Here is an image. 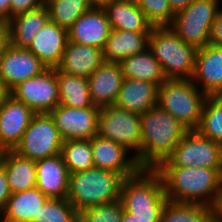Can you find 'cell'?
<instances>
[{
	"mask_svg": "<svg viewBox=\"0 0 222 222\" xmlns=\"http://www.w3.org/2000/svg\"><path fill=\"white\" fill-rule=\"evenodd\" d=\"M140 118L142 145L136 161L140 169L156 170L188 129L158 105L140 114Z\"/></svg>",
	"mask_w": 222,
	"mask_h": 222,
	"instance_id": "1",
	"label": "cell"
},
{
	"mask_svg": "<svg viewBox=\"0 0 222 222\" xmlns=\"http://www.w3.org/2000/svg\"><path fill=\"white\" fill-rule=\"evenodd\" d=\"M168 201L211 206L222 186V170L158 167Z\"/></svg>",
	"mask_w": 222,
	"mask_h": 222,
	"instance_id": "2",
	"label": "cell"
},
{
	"mask_svg": "<svg viewBox=\"0 0 222 222\" xmlns=\"http://www.w3.org/2000/svg\"><path fill=\"white\" fill-rule=\"evenodd\" d=\"M123 177L110 170L90 168L69 175L67 200L77 213L120 199Z\"/></svg>",
	"mask_w": 222,
	"mask_h": 222,
	"instance_id": "3",
	"label": "cell"
},
{
	"mask_svg": "<svg viewBox=\"0 0 222 222\" xmlns=\"http://www.w3.org/2000/svg\"><path fill=\"white\" fill-rule=\"evenodd\" d=\"M123 209L136 217H160L167 197L161 175L152 169H140L124 178L120 189Z\"/></svg>",
	"mask_w": 222,
	"mask_h": 222,
	"instance_id": "4",
	"label": "cell"
},
{
	"mask_svg": "<svg viewBox=\"0 0 222 222\" xmlns=\"http://www.w3.org/2000/svg\"><path fill=\"white\" fill-rule=\"evenodd\" d=\"M148 48L167 79H192L197 49L182 41L170 26L152 27Z\"/></svg>",
	"mask_w": 222,
	"mask_h": 222,
	"instance_id": "5",
	"label": "cell"
},
{
	"mask_svg": "<svg viewBox=\"0 0 222 222\" xmlns=\"http://www.w3.org/2000/svg\"><path fill=\"white\" fill-rule=\"evenodd\" d=\"M207 97L192 79H166L158 87L157 105L188 130H196Z\"/></svg>",
	"mask_w": 222,
	"mask_h": 222,
	"instance_id": "6",
	"label": "cell"
},
{
	"mask_svg": "<svg viewBox=\"0 0 222 222\" xmlns=\"http://www.w3.org/2000/svg\"><path fill=\"white\" fill-rule=\"evenodd\" d=\"M220 0H194L175 14L170 28L196 49L210 43L213 23L222 6ZM221 5V6H220Z\"/></svg>",
	"mask_w": 222,
	"mask_h": 222,
	"instance_id": "7",
	"label": "cell"
},
{
	"mask_svg": "<svg viewBox=\"0 0 222 222\" xmlns=\"http://www.w3.org/2000/svg\"><path fill=\"white\" fill-rule=\"evenodd\" d=\"M159 167H200L222 170V145L188 130Z\"/></svg>",
	"mask_w": 222,
	"mask_h": 222,
	"instance_id": "8",
	"label": "cell"
},
{
	"mask_svg": "<svg viewBox=\"0 0 222 222\" xmlns=\"http://www.w3.org/2000/svg\"><path fill=\"white\" fill-rule=\"evenodd\" d=\"M98 135L134 151L133 156L137 157L142 145L140 114L115 105L100 107Z\"/></svg>",
	"mask_w": 222,
	"mask_h": 222,
	"instance_id": "9",
	"label": "cell"
},
{
	"mask_svg": "<svg viewBox=\"0 0 222 222\" xmlns=\"http://www.w3.org/2000/svg\"><path fill=\"white\" fill-rule=\"evenodd\" d=\"M63 141L50 113H36L13 151L37 161L60 154Z\"/></svg>",
	"mask_w": 222,
	"mask_h": 222,
	"instance_id": "10",
	"label": "cell"
},
{
	"mask_svg": "<svg viewBox=\"0 0 222 222\" xmlns=\"http://www.w3.org/2000/svg\"><path fill=\"white\" fill-rule=\"evenodd\" d=\"M11 95L35 113H50L59 105L57 68H48L42 74L18 83L11 89Z\"/></svg>",
	"mask_w": 222,
	"mask_h": 222,
	"instance_id": "11",
	"label": "cell"
},
{
	"mask_svg": "<svg viewBox=\"0 0 222 222\" xmlns=\"http://www.w3.org/2000/svg\"><path fill=\"white\" fill-rule=\"evenodd\" d=\"M100 107L72 108L59 104L50 115L63 140L91 139L98 135Z\"/></svg>",
	"mask_w": 222,
	"mask_h": 222,
	"instance_id": "12",
	"label": "cell"
},
{
	"mask_svg": "<svg viewBox=\"0 0 222 222\" xmlns=\"http://www.w3.org/2000/svg\"><path fill=\"white\" fill-rule=\"evenodd\" d=\"M47 66L26 48L8 44L0 60V78L12 89L18 83L42 74Z\"/></svg>",
	"mask_w": 222,
	"mask_h": 222,
	"instance_id": "13",
	"label": "cell"
},
{
	"mask_svg": "<svg viewBox=\"0 0 222 222\" xmlns=\"http://www.w3.org/2000/svg\"><path fill=\"white\" fill-rule=\"evenodd\" d=\"M35 114L12 95L0 106V151L15 149Z\"/></svg>",
	"mask_w": 222,
	"mask_h": 222,
	"instance_id": "14",
	"label": "cell"
},
{
	"mask_svg": "<svg viewBox=\"0 0 222 222\" xmlns=\"http://www.w3.org/2000/svg\"><path fill=\"white\" fill-rule=\"evenodd\" d=\"M90 143L96 168L114 171L123 178L131 177L140 170L136 157L127 156L131 153L124 146L99 135L93 136Z\"/></svg>",
	"mask_w": 222,
	"mask_h": 222,
	"instance_id": "15",
	"label": "cell"
},
{
	"mask_svg": "<svg viewBox=\"0 0 222 222\" xmlns=\"http://www.w3.org/2000/svg\"><path fill=\"white\" fill-rule=\"evenodd\" d=\"M192 81L207 96L222 95V47L209 43L197 49Z\"/></svg>",
	"mask_w": 222,
	"mask_h": 222,
	"instance_id": "16",
	"label": "cell"
},
{
	"mask_svg": "<svg viewBox=\"0 0 222 222\" xmlns=\"http://www.w3.org/2000/svg\"><path fill=\"white\" fill-rule=\"evenodd\" d=\"M111 30L105 9L92 7L68 29V41L103 49Z\"/></svg>",
	"mask_w": 222,
	"mask_h": 222,
	"instance_id": "17",
	"label": "cell"
},
{
	"mask_svg": "<svg viewBox=\"0 0 222 222\" xmlns=\"http://www.w3.org/2000/svg\"><path fill=\"white\" fill-rule=\"evenodd\" d=\"M91 101L98 107L114 105L124 81L118 62H104L88 78Z\"/></svg>",
	"mask_w": 222,
	"mask_h": 222,
	"instance_id": "18",
	"label": "cell"
},
{
	"mask_svg": "<svg viewBox=\"0 0 222 222\" xmlns=\"http://www.w3.org/2000/svg\"><path fill=\"white\" fill-rule=\"evenodd\" d=\"M69 175L61 154L36 161V187L47 198H67Z\"/></svg>",
	"mask_w": 222,
	"mask_h": 222,
	"instance_id": "19",
	"label": "cell"
},
{
	"mask_svg": "<svg viewBox=\"0 0 222 222\" xmlns=\"http://www.w3.org/2000/svg\"><path fill=\"white\" fill-rule=\"evenodd\" d=\"M68 41V30L48 20L27 48L47 68H56L62 59Z\"/></svg>",
	"mask_w": 222,
	"mask_h": 222,
	"instance_id": "20",
	"label": "cell"
},
{
	"mask_svg": "<svg viewBox=\"0 0 222 222\" xmlns=\"http://www.w3.org/2000/svg\"><path fill=\"white\" fill-rule=\"evenodd\" d=\"M102 49L67 41L60 64V72L88 78L104 63Z\"/></svg>",
	"mask_w": 222,
	"mask_h": 222,
	"instance_id": "21",
	"label": "cell"
},
{
	"mask_svg": "<svg viewBox=\"0 0 222 222\" xmlns=\"http://www.w3.org/2000/svg\"><path fill=\"white\" fill-rule=\"evenodd\" d=\"M157 97L156 84L125 78L114 105L129 112L143 114L157 105Z\"/></svg>",
	"mask_w": 222,
	"mask_h": 222,
	"instance_id": "22",
	"label": "cell"
},
{
	"mask_svg": "<svg viewBox=\"0 0 222 222\" xmlns=\"http://www.w3.org/2000/svg\"><path fill=\"white\" fill-rule=\"evenodd\" d=\"M48 20L49 12L45 5L12 17L6 22L9 44L27 49Z\"/></svg>",
	"mask_w": 222,
	"mask_h": 222,
	"instance_id": "23",
	"label": "cell"
},
{
	"mask_svg": "<svg viewBox=\"0 0 222 222\" xmlns=\"http://www.w3.org/2000/svg\"><path fill=\"white\" fill-rule=\"evenodd\" d=\"M150 32L112 29L102 49L105 62H118L148 48Z\"/></svg>",
	"mask_w": 222,
	"mask_h": 222,
	"instance_id": "24",
	"label": "cell"
},
{
	"mask_svg": "<svg viewBox=\"0 0 222 222\" xmlns=\"http://www.w3.org/2000/svg\"><path fill=\"white\" fill-rule=\"evenodd\" d=\"M111 29L133 32H150L152 25L135 0H112L103 7Z\"/></svg>",
	"mask_w": 222,
	"mask_h": 222,
	"instance_id": "25",
	"label": "cell"
},
{
	"mask_svg": "<svg viewBox=\"0 0 222 222\" xmlns=\"http://www.w3.org/2000/svg\"><path fill=\"white\" fill-rule=\"evenodd\" d=\"M0 164L5 168L11 194L36 187V161L13 150L3 151Z\"/></svg>",
	"mask_w": 222,
	"mask_h": 222,
	"instance_id": "26",
	"label": "cell"
},
{
	"mask_svg": "<svg viewBox=\"0 0 222 222\" xmlns=\"http://www.w3.org/2000/svg\"><path fill=\"white\" fill-rule=\"evenodd\" d=\"M47 199L37 187L13 193L1 212V220L2 222H32L40 206Z\"/></svg>",
	"mask_w": 222,
	"mask_h": 222,
	"instance_id": "27",
	"label": "cell"
},
{
	"mask_svg": "<svg viewBox=\"0 0 222 222\" xmlns=\"http://www.w3.org/2000/svg\"><path fill=\"white\" fill-rule=\"evenodd\" d=\"M124 78L149 81L158 87L167 79L158 60L149 48L130 55L120 62Z\"/></svg>",
	"mask_w": 222,
	"mask_h": 222,
	"instance_id": "28",
	"label": "cell"
},
{
	"mask_svg": "<svg viewBox=\"0 0 222 222\" xmlns=\"http://www.w3.org/2000/svg\"><path fill=\"white\" fill-rule=\"evenodd\" d=\"M59 104L72 108H87L91 101L88 79L65 74L57 69Z\"/></svg>",
	"mask_w": 222,
	"mask_h": 222,
	"instance_id": "29",
	"label": "cell"
},
{
	"mask_svg": "<svg viewBox=\"0 0 222 222\" xmlns=\"http://www.w3.org/2000/svg\"><path fill=\"white\" fill-rule=\"evenodd\" d=\"M159 222H213L211 206L167 201Z\"/></svg>",
	"mask_w": 222,
	"mask_h": 222,
	"instance_id": "30",
	"label": "cell"
},
{
	"mask_svg": "<svg viewBox=\"0 0 222 222\" xmlns=\"http://www.w3.org/2000/svg\"><path fill=\"white\" fill-rule=\"evenodd\" d=\"M49 20L68 30L73 23L93 6L89 0H47Z\"/></svg>",
	"mask_w": 222,
	"mask_h": 222,
	"instance_id": "31",
	"label": "cell"
},
{
	"mask_svg": "<svg viewBox=\"0 0 222 222\" xmlns=\"http://www.w3.org/2000/svg\"><path fill=\"white\" fill-rule=\"evenodd\" d=\"M196 130L202 136L222 145V95H210L206 98Z\"/></svg>",
	"mask_w": 222,
	"mask_h": 222,
	"instance_id": "32",
	"label": "cell"
},
{
	"mask_svg": "<svg viewBox=\"0 0 222 222\" xmlns=\"http://www.w3.org/2000/svg\"><path fill=\"white\" fill-rule=\"evenodd\" d=\"M60 154L70 174L95 167L90 139L64 140Z\"/></svg>",
	"mask_w": 222,
	"mask_h": 222,
	"instance_id": "33",
	"label": "cell"
},
{
	"mask_svg": "<svg viewBox=\"0 0 222 222\" xmlns=\"http://www.w3.org/2000/svg\"><path fill=\"white\" fill-rule=\"evenodd\" d=\"M77 215L74 206L66 198H48L32 222H70Z\"/></svg>",
	"mask_w": 222,
	"mask_h": 222,
	"instance_id": "34",
	"label": "cell"
},
{
	"mask_svg": "<svg viewBox=\"0 0 222 222\" xmlns=\"http://www.w3.org/2000/svg\"><path fill=\"white\" fill-rule=\"evenodd\" d=\"M153 27L170 26L175 14L169 0H135Z\"/></svg>",
	"mask_w": 222,
	"mask_h": 222,
	"instance_id": "35",
	"label": "cell"
},
{
	"mask_svg": "<svg viewBox=\"0 0 222 222\" xmlns=\"http://www.w3.org/2000/svg\"><path fill=\"white\" fill-rule=\"evenodd\" d=\"M122 213L123 205L119 199L87 208L78 214L84 222H121Z\"/></svg>",
	"mask_w": 222,
	"mask_h": 222,
	"instance_id": "36",
	"label": "cell"
},
{
	"mask_svg": "<svg viewBox=\"0 0 222 222\" xmlns=\"http://www.w3.org/2000/svg\"><path fill=\"white\" fill-rule=\"evenodd\" d=\"M45 5L44 0H10V19Z\"/></svg>",
	"mask_w": 222,
	"mask_h": 222,
	"instance_id": "37",
	"label": "cell"
},
{
	"mask_svg": "<svg viewBox=\"0 0 222 222\" xmlns=\"http://www.w3.org/2000/svg\"><path fill=\"white\" fill-rule=\"evenodd\" d=\"M11 190L6 176L5 168L0 164V214L4 210Z\"/></svg>",
	"mask_w": 222,
	"mask_h": 222,
	"instance_id": "38",
	"label": "cell"
},
{
	"mask_svg": "<svg viewBox=\"0 0 222 222\" xmlns=\"http://www.w3.org/2000/svg\"><path fill=\"white\" fill-rule=\"evenodd\" d=\"M210 44L222 47V7L218 11L213 23Z\"/></svg>",
	"mask_w": 222,
	"mask_h": 222,
	"instance_id": "39",
	"label": "cell"
},
{
	"mask_svg": "<svg viewBox=\"0 0 222 222\" xmlns=\"http://www.w3.org/2000/svg\"><path fill=\"white\" fill-rule=\"evenodd\" d=\"M213 222H222V186L211 205Z\"/></svg>",
	"mask_w": 222,
	"mask_h": 222,
	"instance_id": "40",
	"label": "cell"
},
{
	"mask_svg": "<svg viewBox=\"0 0 222 222\" xmlns=\"http://www.w3.org/2000/svg\"><path fill=\"white\" fill-rule=\"evenodd\" d=\"M160 217H136L123 209L121 222H159Z\"/></svg>",
	"mask_w": 222,
	"mask_h": 222,
	"instance_id": "41",
	"label": "cell"
},
{
	"mask_svg": "<svg viewBox=\"0 0 222 222\" xmlns=\"http://www.w3.org/2000/svg\"><path fill=\"white\" fill-rule=\"evenodd\" d=\"M8 44H9V38H8L7 25L6 23H0V60Z\"/></svg>",
	"mask_w": 222,
	"mask_h": 222,
	"instance_id": "42",
	"label": "cell"
},
{
	"mask_svg": "<svg viewBox=\"0 0 222 222\" xmlns=\"http://www.w3.org/2000/svg\"><path fill=\"white\" fill-rule=\"evenodd\" d=\"M10 19V0H0V23Z\"/></svg>",
	"mask_w": 222,
	"mask_h": 222,
	"instance_id": "43",
	"label": "cell"
},
{
	"mask_svg": "<svg viewBox=\"0 0 222 222\" xmlns=\"http://www.w3.org/2000/svg\"><path fill=\"white\" fill-rule=\"evenodd\" d=\"M194 0H169L171 10L174 14L188 7Z\"/></svg>",
	"mask_w": 222,
	"mask_h": 222,
	"instance_id": "44",
	"label": "cell"
},
{
	"mask_svg": "<svg viewBox=\"0 0 222 222\" xmlns=\"http://www.w3.org/2000/svg\"><path fill=\"white\" fill-rule=\"evenodd\" d=\"M11 96V89L0 78V106Z\"/></svg>",
	"mask_w": 222,
	"mask_h": 222,
	"instance_id": "45",
	"label": "cell"
},
{
	"mask_svg": "<svg viewBox=\"0 0 222 222\" xmlns=\"http://www.w3.org/2000/svg\"><path fill=\"white\" fill-rule=\"evenodd\" d=\"M93 7H104L112 0H89Z\"/></svg>",
	"mask_w": 222,
	"mask_h": 222,
	"instance_id": "46",
	"label": "cell"
},
{
	"mask_svg": "<svg viewBox=\"0 0 222 222\" xmlns=\"http://www.w3.org/2000/svg\"><path fill=\"white\" fill-rule=\"evenodd\" d=\"M70 222H84L83 219L78 214L76 217H74Z\"/></svg>",
	"mask_w": 222,
	"mask_h": 222,
	"instance_id": "47",
	"label": "cell"
}]
</instances>
